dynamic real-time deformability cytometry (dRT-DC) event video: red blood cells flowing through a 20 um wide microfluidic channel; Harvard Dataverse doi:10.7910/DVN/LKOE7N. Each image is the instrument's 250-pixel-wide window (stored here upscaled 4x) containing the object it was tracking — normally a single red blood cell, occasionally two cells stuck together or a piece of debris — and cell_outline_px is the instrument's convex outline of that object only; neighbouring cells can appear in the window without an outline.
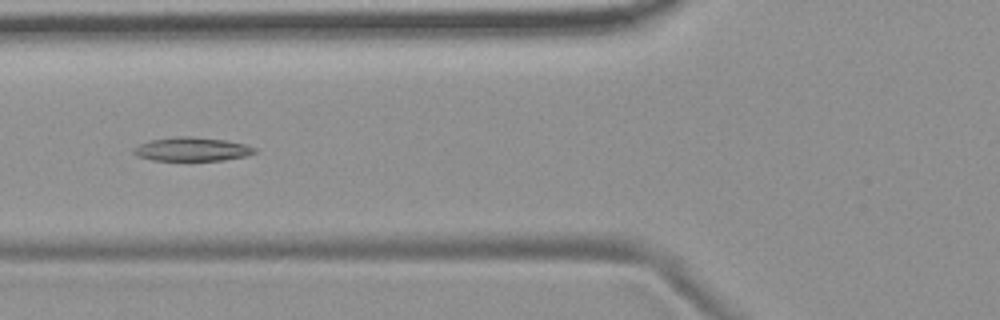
{"species": "common noctule bat (a hibernating species)", "species_latin": "Nyctalus noctula", "temperature_condition": "room temperature", "stored_images_in_passage": 10, "camera_frame_rate_fps": 3000, "um_per_image_px": 0.085, "animal": {"sex": "female", "body_mass_g": 19.9}, "frame": {"image": 1, "passage_image": 5, "time_ms": 5.667, "image_size_px": [1000, 320], "cell_outline_px": [[256, 152], [248, 156], [224, 160], [152, 160], [136, 156], [132, 152], [132, 148], [140, 144], [152, 140], [180, 136], [192, 136], [224, 140], [244, 144], [256, 148]], "centroid_in_image_um": [16.31, 12.69], "position_along_channel_um": 109.5, "area_um2": 16.7}}
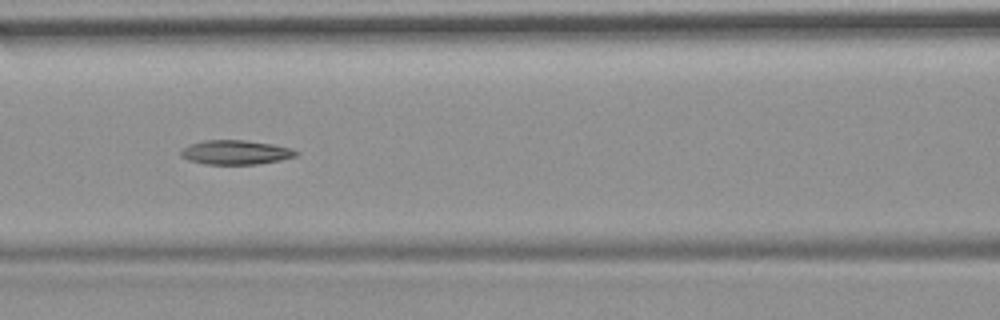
{"frame": {"image": 2, "passage_image": 6, "time_ms": 6.667, "image_size_px": [1000, 320], "cell_outline_px": [[300, 152], [296, 156], [280, 160], [256, 164], [208, 164], [188, 160], [180, 156], [180, 152], [188, 144], [204, 140], [244, 140], [272, 144], [292, 148]], "centroid_in_image_um": [20.03, 12.94], "position_along_channel_um": 146.6, "area_um2": 16.3}}
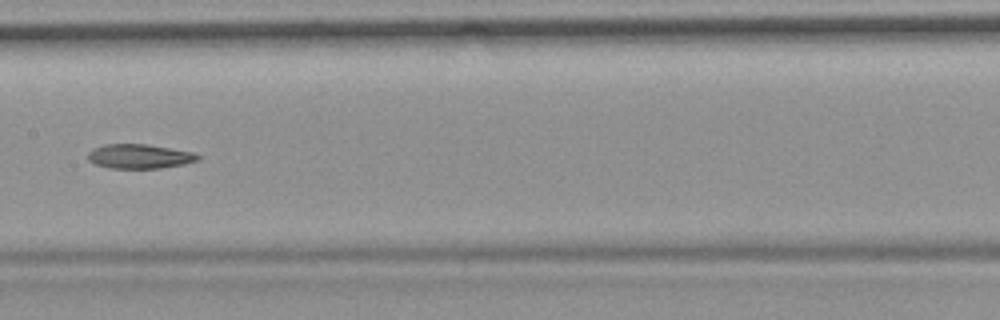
{"frame": {"image": 3, "passage_image": 7, "time_ms": 8.0, "image_size_px": [1000, 320], "cell_outline_px": [[200, 156], [196, 160], [184, 164], [160, 168], [108, 168], [96, 164], [88, 160], [88, 152], [92, 148], [104, 144], [144, 144], [192, 152]], "centroid_in_image_um": [11.79, 13.29], "position_along_channel_um": 195.6, "area_um2": 15.43}}